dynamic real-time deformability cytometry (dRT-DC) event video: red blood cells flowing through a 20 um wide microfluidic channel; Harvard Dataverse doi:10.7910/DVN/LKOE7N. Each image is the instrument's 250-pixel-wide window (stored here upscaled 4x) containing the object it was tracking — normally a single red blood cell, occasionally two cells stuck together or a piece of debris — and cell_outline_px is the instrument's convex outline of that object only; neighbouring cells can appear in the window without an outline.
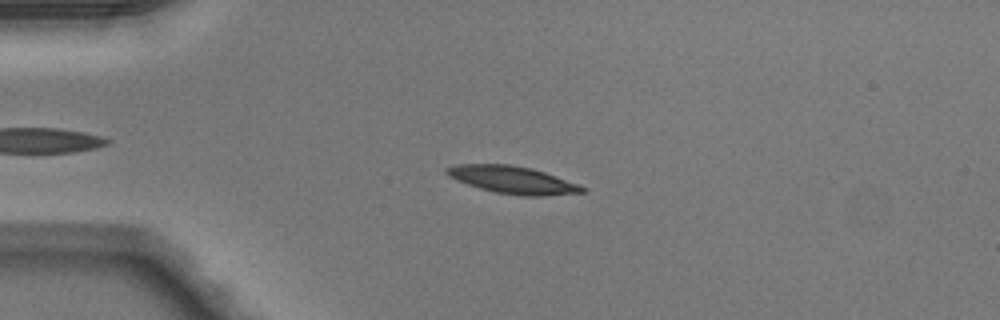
{"species": "Egyptian fruit bat (a non-hibernating species)", "species_latin": "Rousettus aegyptiacus", "temperature_condition": "warm", "stored_images_in_passage": 43, "camera_frame_rate_fps": 3000, "um_per_image_px": 0.085, "animal": {"sex": "male"}, "frame": {"image": 1, "passage_image": 12, "time_ms": 3.667, "image_size_px": [1000, 320], "cell_outline_px": [[588, 192], [544, 196], [520, 196], [496, 192], [480, 188], [456, 180], [448, 176], [444, 172], [444, 168], [456, 164], [512, 164], [532, 168], [580, 184], [588, 188]], "centroid_in_image_um": [43.61, 15.29], "position_along_channel_um": 41.4, "area_um2": 21.96}}
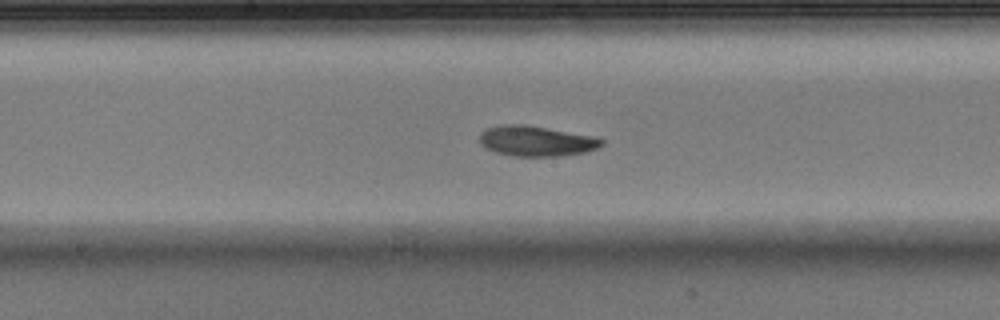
{"frame": {"image": 2, "passage_image": 26, "time_ms": 8.333, "image_size_px": [1000, 320], "cell_outline_px": [[604, 144], [596, 148], [584, 152], [560, 156], [512, 156], [496, 152], [484, 148], [480, 144], [480, 136], [488, 128], [504, 124], [524, 124], [592, 136], [604, 140]], "centroid_in_image_um": [45.56, 11.99], "position_along_channel_um": 202.6, "area_um2": 21.33}}
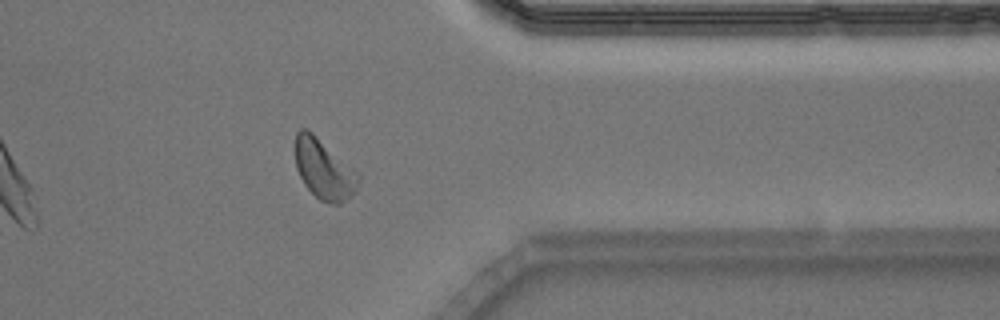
{"frame": {"image": 3, "passage_image": 40, "time_ms": 13.0, "image_size_px": [1000, 320], "cell_outline_px": [[360, 180], [356, 192], [340, 204], [332, 204], [320, 200], [304, 184], [296, 168], [296, 132], [300, 128], [304, 128], [312, 132], [352, 168], [360, 176]], "centroid_in_image_um": [27.54, 14.41], "position_along_channel_um": 383.9, "area_um2": 21.68}, "authors_computed_cell_mechanics": {"area_um2": 20.9236, "velocity_mm_per_s": 4.0811, "shape_relaxation_time_tau1_ms": 3.0807, "shape_relaxation_time_tau2_ms": 4.3698, "deformation_change_tau1": 0.1557, "deformation_change_tau2": 0.1184}}